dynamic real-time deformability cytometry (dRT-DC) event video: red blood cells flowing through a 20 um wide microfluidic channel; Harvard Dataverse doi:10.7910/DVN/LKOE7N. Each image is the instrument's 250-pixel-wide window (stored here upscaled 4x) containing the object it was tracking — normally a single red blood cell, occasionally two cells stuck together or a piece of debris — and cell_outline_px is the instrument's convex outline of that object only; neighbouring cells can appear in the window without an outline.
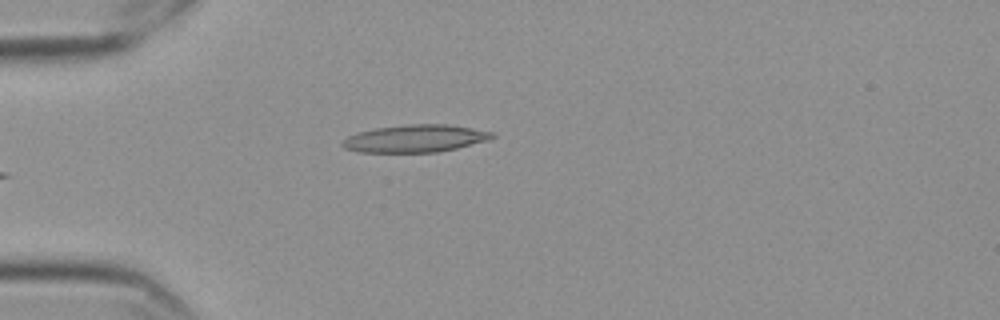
{"species": "Egyptian fruit bat (a non-hibernating species)", "species_latin": "Rousettus aegyptiacus", "temperature_condition": "cold", "stored_images_in_passage": 38, "camera_frame_rate_fps": 3000, "um_per_image_px": 0.085, "frame": {"image": 1, "passage_image": 1, "time_ms": 0.0, "image_size_px": [1000, 320], "cell_outline_px": [[496, 136], [488, 140], [456, 148], [436, 152], [356, 152], [344, 148], [340, 144], [348, 136], [356, 132], [376, 128], [408, 124], [448, 124], [472, 128], [492, 132]], "centroid_in_image_um": [35.26, 11.77], "position_along_channel_um": 49.7, "area_um2": 23.93}}
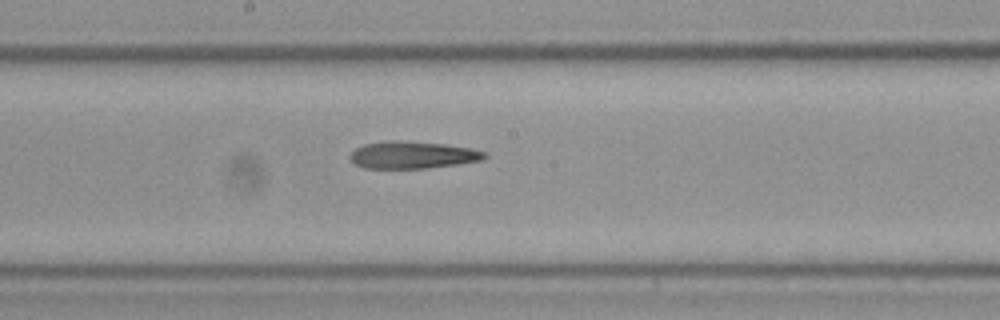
{"frame": {"image": 2, "passage_image": 16, "time_ms": 5.0, "image_size_px": [1000, 320], "cell_outline_px": [[488, 156], [484, 160], [428, 168], [364, 168], [356, 164], [348, 156], [356, 148], [364, 144], [388, 140], [400, 140], [444, 144], [468, 148], [484, 152]], "centroid_in_image_um": [35.05, 13.17], "position_along_channel_um": 213.1, "area_um2": 21.21}}
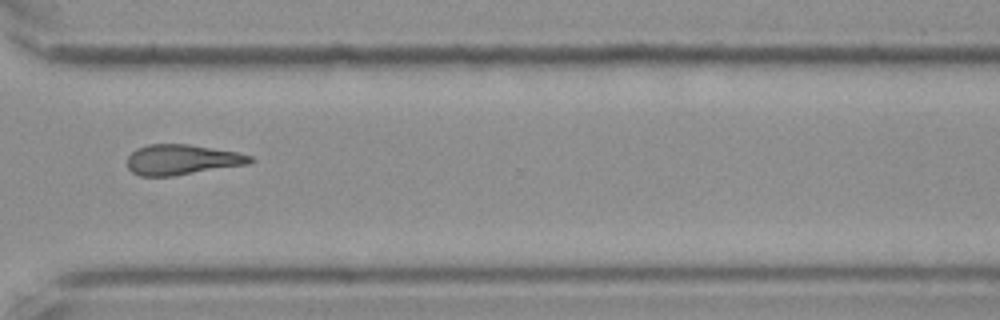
{"frame": {"image": 3, "passage_image": 28, "time_ms": 9.0, "image_size_px": [1000, 320], "cell_outline_px": [[256, 160], [248, 164], [172, 176], [140, 176], [132, 172], [128, 168], [128, 156], [136, 148], [148, 144], [188, 144], [236, 152], [252, 156]], "centroid_in_image_um": [15.46, 13.57], "position_along_channel_um": 355.1, "area_um2": 21.62}}